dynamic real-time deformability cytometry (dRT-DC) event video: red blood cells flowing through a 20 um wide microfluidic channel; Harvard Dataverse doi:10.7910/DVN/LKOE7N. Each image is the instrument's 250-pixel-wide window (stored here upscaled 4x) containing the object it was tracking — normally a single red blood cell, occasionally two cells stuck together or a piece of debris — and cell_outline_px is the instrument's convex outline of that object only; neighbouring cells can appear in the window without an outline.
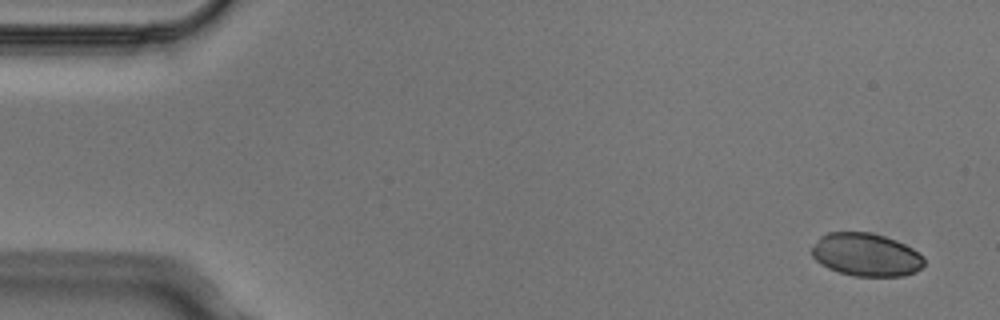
{"species": "Egyptian fruit bat (a non-hibernating species)", "species_latin": "Rousettus aegyptiacus", "temperature_condition": "cold", "stored_images_in_passage": 4, "camera_frame_rate_fps": 3000, "um_per_image_px": 0.085, "animal": {"sex": "male"}, "frame": {"image": 1, "passage_image": 4, "time_ms": 1.0, "image_size_px": [1000, 320], "cell_outline_px": [[924, 264], [916, 272], [904, 276], [852, 276], [828, 268], [820, 264], [812, 256], [812, 248], [820, 236], [828, 232], [872, 232], [896, 240], [912, 248], [924, 256]], "centroid_in_image_um": [73.62, 21.65], "position_along_channel_um": 11.4, "area_um2": 28.26}}